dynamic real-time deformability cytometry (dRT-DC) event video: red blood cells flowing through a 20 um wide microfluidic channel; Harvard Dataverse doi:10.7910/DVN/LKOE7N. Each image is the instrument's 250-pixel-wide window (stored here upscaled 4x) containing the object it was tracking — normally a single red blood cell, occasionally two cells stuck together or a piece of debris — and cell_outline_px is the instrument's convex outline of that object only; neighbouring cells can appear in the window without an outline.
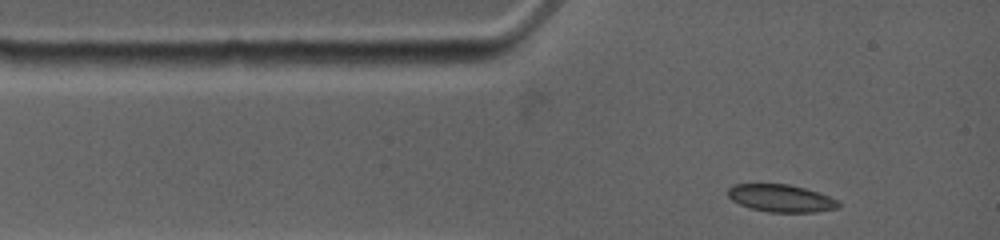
{"species": "common noctule bat (a hibernating species)", "species_latin": "Nyctalus noctula", "temperature_condition": "warm", "stored_images_in_passage": 47, "camera_frame_rate_fps": 4500, "um_per_image_px": 0.085, "animal": {"sex": "female", "body_mass_g": 19.0, "forearm_length_mm": 53.3}, "frame": {"image": 1, "passage_image": 1, "time_ms": 0.0, "image_size_px": [1000, 240], "cell_outline_px": [[840, 208], [812, 212], [768, 212], [752, 208], [740, 204], [732, 200], [728, 196], [728, 188], [732, 184], [788, 184], [804, 188], [828, 196], [836, 200], [840, 204]], "centroid_in_image_um": [66.36, 16.85], "position_along_channel_um": 18.6, "area_um2": 17.51}}
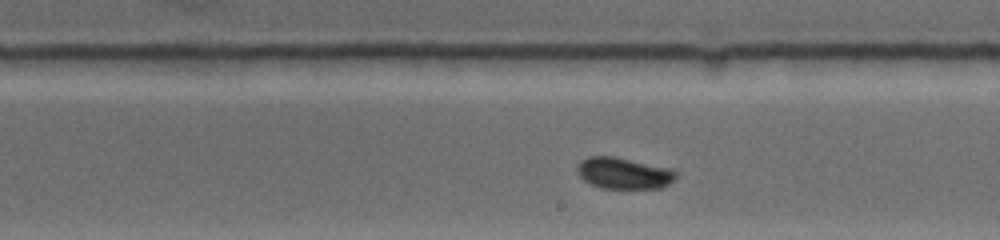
{"frame": {"image": 2, "passage_image": 25, "time_ms": 6.222, "image_size_px": [1000, 240], "cell_outline_px": [[676, 180], [660, 188], [600, 188], [584, 180], [576, 172], [576, 164], [588, 156], [616, 156], [672, 168], [676, 172]], "centroid_in_image_um": [53.02, 14.7], "position_along_channel_um": 236.0, "area_um2": 18.32}}
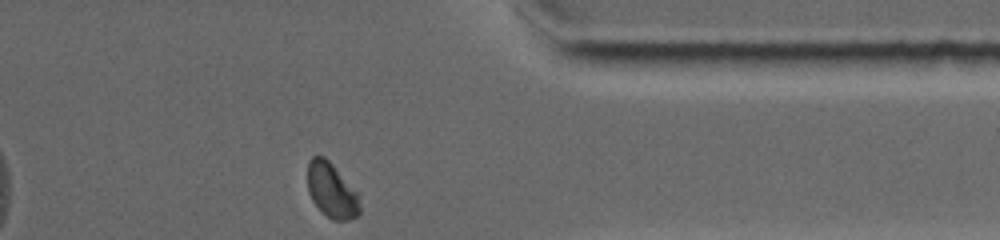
{"frame": {"image": 3, "passage_image": 47, "time_ms": 10.444, "image_size_px": [1000, 240], "cell_outline_px": [[360, 212], [356, 216], [348, 220], [332, 220], [312, 200], [308, 192], [308, 160], [312, 156], [324, 156], [360, 192]], "centroid_in_image_um": [28.23, 16.16], "position_along_channel_um": 383.2, "area_um2": 16.88}}